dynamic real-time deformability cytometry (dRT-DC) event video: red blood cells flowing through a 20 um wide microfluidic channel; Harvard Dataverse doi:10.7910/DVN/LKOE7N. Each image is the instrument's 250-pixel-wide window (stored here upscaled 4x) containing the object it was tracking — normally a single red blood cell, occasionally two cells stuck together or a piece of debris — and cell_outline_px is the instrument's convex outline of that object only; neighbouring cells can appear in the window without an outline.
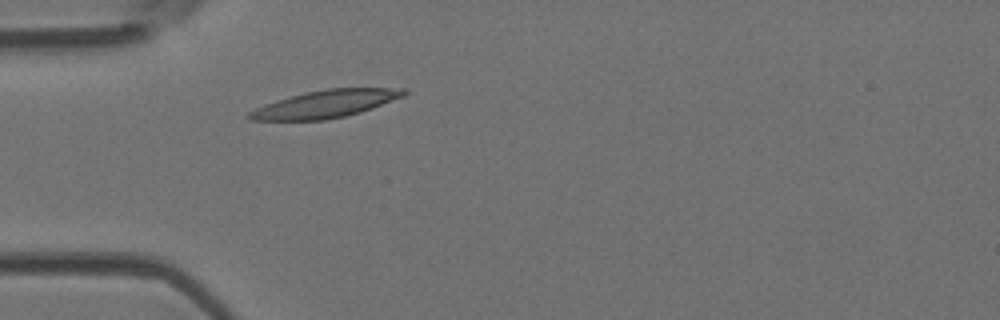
{"species": "Egyptian fruit bat (a non-hibernating species)", "species_latin": "Rousettus aegyptiacus", "temperature_condition": "room temperature", "stored_images_in_passage": 3, "camera_frame_rate_fps": 3000, "um_per_image_px": 0.085, "animal": {"sex": "female"}, "frame": {"image": 1, "passage_image": 3, "time_ms": 0.667, "image_size_px": [1000, 320], "cell_outline_px": [[408, 92], [404, 96], [372, 108], [360, 112], [344, 116], [324, 120], [248, 120], [244, 116], [248, 112], [264, 104], [276, 100], [304, 92], [328, 88], [408, 88]], "centroid_in_image_um": [27.64, 8.83], "position_along_channel_um": 57.4, "area_um2": 24.85}}